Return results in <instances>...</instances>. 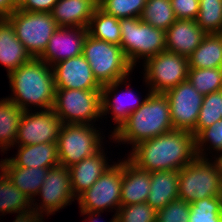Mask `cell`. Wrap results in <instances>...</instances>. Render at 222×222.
I'll return each instance as SVG.
<instances>
[{
  "label": "cell",
  "instance_id": "obj_1",
  "mask_svg": "<svg viewBox=\"0 0 222 222\" xmlns=\"http://www.w3.org/2000/svg\"><path fill=\"white\" fill-rule=\"evenodd\" d=\"M129 151L126 158L139 169L148 172L179 171L197 157L194 135L177 129L144 140Z\"/></svg>",
  "mask_w": 222,
  "mask_h": 222
},
{
  "label": "cell",
  "instance_id": "obj_2",
  "mask_svg": "<svg viewBox=\"0 0 222 222\" xmlns=\"http://www.w3.org/2000/svg\"><path fill=\"white\" fill-rule=\"evenodd\" d=\"M6 76L11 90L7 98L20 109L32 111L53 108L56 91L54 72L47 63L32 58Z\"/></svg>",
  "mask_w": 222,
  "mask_h": 222
},
{
  "label": "cell",
  "instance_id": "obj_3",
  "mask_svg": "<svg viewBox=\"0 0 222 222\" xmlns=\"http://www.w3.org/2000/svg\"><path fill=\"white\" fill-rule=\"evenodd\" d=\"M170 130H173V124L168 99L163 93L151 92L145 102L115 132L108 133V139L116 146L125 144L132 148Z\"/></svg>",
  "mask_w": 222,
  "mask_h": 222
},
{
  "label": "cell",
  "instance_id": "obj_4",
  "mask_svg": "<svg viewBox=\"0 0 222 222\" xmlns=\"http://www.w3.org/2000/svg\"><path fill=\"white\" fill-rule=\"evenodd\" d=\"M221 192L222 160L196 157L179 170V199L191 204Z\"/></svg>",
  "mask_w": 222,
  "mask_h": 222
},
{
  "label": "cell",
  "instance_id": "obj_5",
  "mask_svg": "<svg viewBox=\"0 0 222 222\" xmlns=\"http://www.w3.org/2000/svg\"><path fill=\"white\" fill-rule=\"evenodd\" d=\"M119 24L120 47L133 68L139 67L138 63H144L148 58L166 51L164 30L142 22L140 18L136 17L120 18Z\"/></svg>",
  "mask_w": 222,
  "mask_h": 222
},
{
  "label": "cell",
  "instance_id": "obj_6",
  "mask_svg": "<svg viewBox=\"0 0 222 222\" xmlns=\"http://www.w3.org/2000/svg\"><path fill=\"white\" fill-rule=\"evenodd\" d=\"M83 55L101 86L131 76L135 69L127 61L120 45L97 40L88 34L83 43Z\"/></svg>",
  "mask_w": 222,
  "mask_h": 222
},
{
  "label": "cell",
  "instance_id": "obj_7",
  "mask_svg": "<svg viewBox=\"0 0 222 222\" xmlns=\"http://www.w3.org/2000/svg\"><path fill=\"white\" fill-rule=\"evenodd\" d=\"M52 109L62 124L98 125L95 123L102 120L101 90L56 89Z\"/></svg>",
  "mask_w": 222,
  "mask_h": 222
},
{
  "label": "cell",
  "instance_id": "obj_8",
  "mask_svg": "<svg viewBox=\"0 0 222 222\" xmlns=\"http://www.w3.org/2000/svg\"><path fill=\"white\" fill-rule=\"evenodd\" d=\"M101 130L96 125L62 124L57 142L59 164L70 167L97 153L108 142H103Z\"/></svg>",
  "mask_w": 222,
  "mask_h": 222
},
{
  "label": "cell",
  "instance_id": "obj_9",
  "mask_svg": "<svg viewBox=\"0 0 222 222\" xmlns=\"http://www.w3.org/2000/svg\"><path fill=\"white\" fill-rule=\"evenodd\" d=\"M15 35L32 58H39L48 41L58 28L53 16L48 12H28L17 9L8 18Z\"/></svg>",
  "mask_w": 222,
  "mask_h": 222
},
{
  "label": "cell",
  "instance_id": "obj_10",
  "mask_svg": "<svg viewBox=\"0 0 222 222\" xmlns=\"http://www.w3.org/2000/svg\"><path fill=\"white\" fill-rule=\"evenodd\" d=\"M143 83L152 93H165L187 81L188 57L164 51L142 63Z\"/></svg>",
  "mask_w": 222,
  "mask_h": 222
},
{
  "label": "cell",
  "instance_id": "obj_11",
  "mask_svg": "<svg viewBox=\"0 0 222 222\" xmlns=\"http://www.w3.org/2000/svg\"><path fill=\"white\" fill-rule=\"evenodd\" d=\"M114 162L97 181L76 200L80 211L116 212L121 203L122 159ZM114 210V211H113Z\"/></svg>",
  "mask_w": 222,
  "mask_h": 222
},
{
  "label": "cell",
  "instance_id": "obj_12",
  "mask_svg": "<svg viewBox=\"0 0 222 222\" xmlns=\"http://www.w3.org/2000/svg\"><path fill=\"white\" fill-rule=\"evenodd\" d=\"M36 197L38 199L32 201V208L45 217H50V215L56 214V212L61 211L60 209L67 208L68 205L70 206L72 202H75L69 167L59 164L49 168Z\"/></svg>",
  "mask_w": 222,
  "mask_h": 222
},
{
  "label": "cell",
  "instance_id": "obj_13",
  "mask_svg": "<svg viewBox=\"0 0 222 222\" xmlns=\"http://www.w3.org/2000/svg\"><path fill=\"white\" fill-rule=\"evenodd\" d=\"M129 77L130 76L102 86V119H107V114H110L111 116L109 115V118L114 122L112 123L114 124L113 131H110V133L115 132L129 115L136 111L145 102L146 98L151 93V90L148 88L146 90L147 93H145L146 96H144L143 99L138 97L136 92L134 93V89L131 90L132 87L130 86ZM122 85H124L126 89Z\"/></svg>",
  "mask_w": 222,
  "mask_h": 222
},
{
  "label": "cell",
  "instance_id": "obj_14",
  "mask_svg": "<svg viewBox=\"0 0 222 222\" xmlns=\"http://www.w3.org/2000/svg\"><path fill=\"white\" fill-rule=\"evenodd\" d=\"M164 94L169 102L173 129L189 131L196 137V122L204 96L188 80Z\"/></svg>",
  "mask_w": 222,
  "mask_h": 222
},
{
  "label": "cell",
  "instance_id": "obj_15",
  "mask_svg": "<svg viewBox=\"0 0 222 222\" xmlns=\"http://www.w3.org/2000/svg\"><path fill=\"white\" fill-rule=\"evenodd\" d=\"M62 123L53 109L24 111L15 146L57 143Z\"/></svg>",
  "mask_w": 222,
  "mask_h": 222
},
{
  "label": "cell",
  "instance_id": "obj_16",
  "mask_svg": "<svg viewBox=\"0 0 222 222\" xmlns=\"http://www.w3.org/2000/svg\"><path fill=\"white\" fill-rule=\"evenodd\" d=\"M56 89L101 90L90 64L81 54L52 66Z\"/></svg>",
  "mask_w": 222,
  "mask_h": 222
},
{
  "label": "cell",
  "instance_id": "obj_17",
  "mask_svg": "<svg viewBox=\"0 0 222 222\" xmlns=\"http://www.w3.org/2000/svg\"><path fill=\"white\" fill-rule=\"evenodd\" d=\"M87 34V28L83 27H58L39 59L52 67L62 60L83 54Z\"/></svg>",
  "mask_w": 222,
  "mask_h": 222
},
{
  "label": "cell",
  "instance_id": "obj_18",
  "mask_svg": "<svg viewBox=\"0 0 222 222\" xmlns=\"http://www.w3.org/2000/svg\"><path fill=\"white\" fill-rule=\"evenodd\" d=\"M104 149L107 150L103 146L97 153L69 167L71 188L76 199L115 162L108 159Z\"/></svg>",
  "mask_w": 222,
  "mask_h": 222
},
{
  "label": "cell",
  "instance_id": "obj_19",
  "mask_svg": "<svg viewBox=\"0 0 222 222\" xmlns=\"http://www.w3.org/2000/svg\"><path fill=\"white\" fill-rule=\"evenodd\" d=\"M207 35L192 19H176L165 31L166 51L188 57Z\"/></svg>",
  "mask_w": 222,
  "mask_h": 222
},
{
  "label": "cell",
  "instance_id": "obj_20",
  "mask_svg": "<svg viewBox=\"0 0 222 222\" xmlns=\"http://www.w3.org/2000/svg\"><path fill=\"white\" fill-rule=\"evenodd\" d=\"M151 172L141 170L122 158L121 206L144 203L149 196Z\"/></svg>",
  "mask_w": 222,
  "mask_h": 222
},
{
  "label": "cell",
  "instance_id": "obj_21",
  "mask_svg": "<svg viewBox=\"0 0 222 222\" xmlns=\"http://www.w3.org/2000/svg\"><path fill=\"white\" fill-rule=\"evenodd\" d=\"M98 0H58L51 14L58 27L87 28Z\"/></svg>",
  "mask_w": 222,
  "mask_h": 222
},
{
  "label": "cell",
  "instance_id": "obj_22",
  "mask_svg": "<svg viewBox=\"0 0 222 222\" xmlns=\"http://www.w3.org/2000/svg\"><path fill=\"white\" fill-rule=\"evenodd\" d=\"M0 168L9 180L32 202L36 199L49 168L19 167L8 157L0 159Z\"/></svg>",
  "mask_w": 222,
  "mask_h": 222
},
{
  "label": "cell",
  "instance_id": "obj_23",
  "mask_svg": "<svg viewBox=\"0 0 222 222\" xmlns=\"http://www.w3.org/2000/svg\"><path fill=\"white\" fill-rule=\"evenodd\" d=\"M32 59L23 44L15 35L12 24L6 19H0V64L7 74L18 69Z\"/></svg>",
  "mask_w": 222,
  "mask_h": 222
},
{
  "label": "cell",
  "instance_id": "obj_24",
  "mask_svg": "<svg viewBox=\"0 0 222 222\" xmlns=\"http://www.w3.org/2000/svg\"><path fill=\"white\" fill-rule=\"evenodd\" d=\"M149 196L146 201L154 210L158 211L171 201L179 199V171H153L150 176Z\"/></svg>",
  "mask_w": 222,
  "mask_h": 222
},
{
  "label": "cell",
  "instance_id": "obj_25",
  "mask_svg": "<svg viewBox=\"0 0 222 222\" xmlns=\"http://www.w3.org/2000/svg\"><path fill=\"white\" fill-rule=\"evenodd\" d=\"M15 157L9 159L19 167L51 168L59 165L57 143H40L26 146H13Z\"/></svg>",
  "mask_w": 222,
  "mask_h": 222
},
{
  "label": "cell",
  "instance_id": "obj_26",
  "mask_svg": "<svg viewBox=\"0 0 222 222\" xmlns=\"http://www.w3.org/2000/svg\"><path fill=\"white\" fill-rule=\"evenodd\" d=\"M24 110L7 97L0 99V152L8 154L15 146L19 123ZM7 151V152H6Z\"/></svg>",
  "mask_w": 222,
  "mask_h": 222
},
{
  "label": "cell",
  "instance_id": "obj_27",
  "mask_svg": "<svg viewBox=\"0 0 222 222\" xmlns=\"http://www.w3.org/2000/svg\"><path fill=\"white\" fill-rule=\"evenodd\" d=\"M188 63L189 69L222 68V35L207 34Z\"/></svg>",
  "mask_w": 222,
  "mask_h": 222
},
{
  "label": "cell",
  "instance_id": "obj_28",
  "mask_svg": "<svg viewBox=\"0 0 222 222\" xmlns=\"http://www.w3.org/2000/svg\"><path fill=\"white\" fill-rule=\"evenodd\" d=\"M87 31L88 35L97 40L120 45L121 29L119 18L105 13L99 7L96 8L90 19Z\"/></svg>",
  "mask_w": 222,
  "mask_h": 222
},
{
  "label": "cell",
  "instance_id": "obj_29",
  "mask_svg": "<svg viewBox=\"0 0 222 222\" xmlns=\"http://www.w3.org/2000/svg\"><path fill=\"white\" fill-rule=\"evenodd\" d=\"M32 202L5 175L0 172V217L28 210Z\"/></svg>",
  "mask_w": 222,
  "mask_h": 222
},
{
  "label": "cell",
  "instance_id": "obj_30",
  "mask_svg": "<svg viewBox=\"0 0 222 222\" xmlns=\"http://www.w3.org/2000/svg\"><path fill=\"white\" fill-rule=\"evenodd\" d=\"M195 150L197 157L210 158L208 156L212 155L211 159L222 160V119L203 129L195 137Z\"/></svg>",
  "mask_w": 222,
  "mask_h": 222
},
{
  "label": "cell",
  "instance_id": "obj_31",
  "mask_svg": "<svg viewBox=\"0 0 222 222\" xmlns=\"http://www.w3.org/2000/svg\"><path fill=\"white\" fill-rule=\"evenodd\" d=\"M140 19L142 22L166 31L177 18L170 0H146Z\"/></svg>",
  "mask_w": 222,
  "mask_h": 222
},
{
  "label": "cell",
  "instance_id": "obj_32",
  "mask_svg": "<svg viewBox=\"0 0 222 222\" xmlns=\"http://www.w3.org/2000/svg\"><path fill=\"white\" fill-rule=\"evenodd\" d=\"M198 26L207 34L222 32V0H199Z\"/></svg>",
  "mask_w": 222,
  "mask_h": 222
},
{
  "label": "cell",
  "instance_id": "obj_33",
  "mask_svg": "<svg viewBox=\"0 0 222 222\" xmlns=\"http://www.w3.org/2000/svg\"><path fill=\"white\" fill-rule=\"evenodd\" d=\"M187 80L203 96L222 90V68L188 69Z\"/></svg>",
  "mask_w": 222,
  "mask_h": 222
},
{
  "label": "cell",
  "instance_id": "obj_34",
  "mask_svg": "<svg viewBox=\"0 0 222 222\" xmlns=\"http://www.w3.org/2000/svg\"><path fill=\"white\" fill-rule=\"evenodd\" d=\"M222 119V90L207 94L203 98L196 122V136Z\"/></svg>",
  "mask_w": 222,
  "mask_h": 222
},
{
  "label": "cell",
  "instance_id": "obj_35",
  "mask_svg": "<svg viewBox=\"0 0 222 222\" xmlns=\"http://www.w3.org/2000/svg\"><path fill=\"white\" fill-rule=\"evenodd\" d=\"M189 222H222L220 196L192 202Z\"/></svg>",
  "mask_w": 222,
  "mask_h": 222
},
{
  "label": "cell",
  "instance_id": "obj_36",
  "mask_svg": "<svg viewBox=\"0 0 222 222\" xmlns=\"http://www.w3.org/2000/svg\"><path fill=\"white\" fill-rule=\"evenodd\" d=\"M146 0H98V7L115 18H140Z\"/></svg>",
  "mask_w": 222,
  "mask_h": 222
},
{
  "label": "cell",
  "instance_id": "obj_37",
  "mask_svg": "<svg viewBox=\"0 0 222 222\" xmlns=\"http://www.w3.org/2000/svg\"><path fill=\"white\" fill-rule=\"evenodd\" d=\"M116 222H156V210L146 202L120 206Z\"/></svg>",
  "mask_w": 222,
  "mask_h": 222
},
{
  "label": "cell",
  "instance_id": "obj_38",
  "mask_svg": "<svg viewBox=\"0 0 222 222\" xmlns=\"http://www.w3.org/2000/svg\"><path fill=\"white\" fill-rule=\"evenodd\" d=\"M190 204L181 199L171 201L156 211V222H189Z\"/></svg>",
  "mask_w": 222,
  "mask_h": 222
},
{
  "label": "cell",
  "instance_id": "obj_39",
  "mask_svg": "<svg viewBox=\"0 0 222 222\" xmlns=\"http://www.w3.org/2000/svg\"><path fill=\"white\" fill-rule=\"evenodd\" d=\"M177 19L196 20L199 13V0H170Z\"/></svg>",
  "mask_w": 222,
  "mask_h": 222
},
{
  "label": "cell",
  "instance_id": "obj_40",
  "mask_svg": "<svg viewBox=\"0 0 222 222\" xmlns=\"http://www.w3.org/2000/svg\"><path fill=\"white\" fill-rule=\"evenodd\" d=\"M58 0H18V9L28 12L51 13Z\"/></svg>",
  "mask_w": 222,
  "mask_h": 222
},
{
  "label": "cell",
  "instance_id": "obj_41",
  "mask_svg": "<svg viewBox=\"0 0 222 222\" xmlns=\"http://www.w3.org/2000/svg\"><path fill=\"white\" fill-rule=\"evenodd\" d=\"M16 214L12 222H44L45 220V217L32 207Z\"/></svg>",
  "mask_w": 222,
  "mask_h": 222
},
{
  "label": "cell",
  "instance_id": "obj_42",
  "mask_svg": "<svg viewBox=\"0 0 222 222\" xmlns=\"http://www.w3.org/2000/svg\"><path fill=\"white\" fill-rule=\"evenodd\" d=\"M18 9V0H0V18H8Z\"/></svg>",
  "mask_w": 222,
  "mask_h": 222
},
{
  "label": "cell",
  "instance_id": "obj_43",
  "mask_svg": "<svg viewBox=\"0 0 222 222\" xmlns=\"http://www.w3.org/2000/svg\"><path fill=\"white\" fill-rule=\"evenodd\" d=\"M79 213L83 216V222H100L98 221L99 217L101 216V212H91V211H79ZM109 222H116V214L112 215V218Z\"/></svg>",
  "mask_w": 222,
  "mask_h": 222
},
{
  "label": "cell",
  "instance_id": "obj_44",
  "mask_svg": "<svg viewBox=\"0 0 222 222\" xmlns=\"http://www.w3.org/2000/svg\"><path fill=\"white\" fill-rule=\"evenodd\" d=\"M220 199H221V216H222V192L220 194Z\"/></svg>",
  "mask_w": 222,
  "mask_h": 222
}]
</instances>
